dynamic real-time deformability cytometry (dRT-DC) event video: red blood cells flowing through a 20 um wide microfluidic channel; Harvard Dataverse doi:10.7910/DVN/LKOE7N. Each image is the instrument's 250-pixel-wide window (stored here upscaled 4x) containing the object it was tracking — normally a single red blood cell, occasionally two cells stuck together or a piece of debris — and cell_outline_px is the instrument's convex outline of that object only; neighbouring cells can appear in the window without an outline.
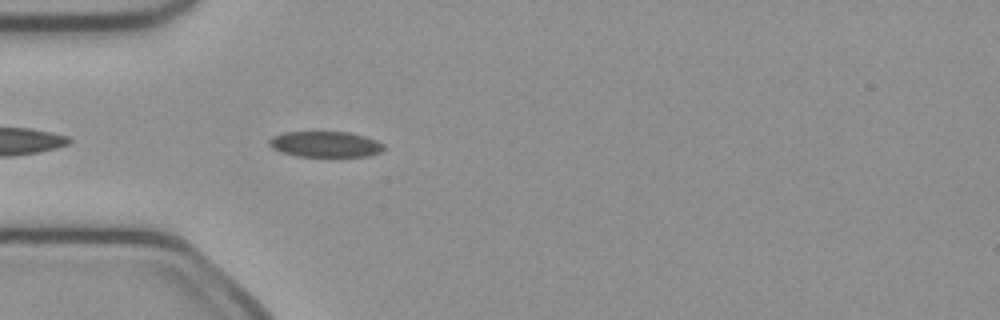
{"species": "common noctule bat (a hibernating species)", "species_latin": "Nyctalus noctula", "temperature_condition": "cold", "stored_images_in_passage": 17, "camera_frame_rate_fps": 3000, "um_per_image_px": 0.085, "animal": {"sex": "female", "body_mass_g": 21.9}, "frame": {"image": 1, "passage_image": 3, "time_ms": 0.667, "image_size_px": [1000, 320], "cell_outline_px": [[384, 148], [380, 152], [368, 156], [296, 156], [280, 152], [272, 148], [268, 144], [268, 140], [272, 136], [284, 132], [348, 132], [364, 136], [376, 140], [384, 144]], "centroid_in_image_um": [27.62, 12.26], "position_along_channel_um": 57.4, "area_um2": 17.22}}
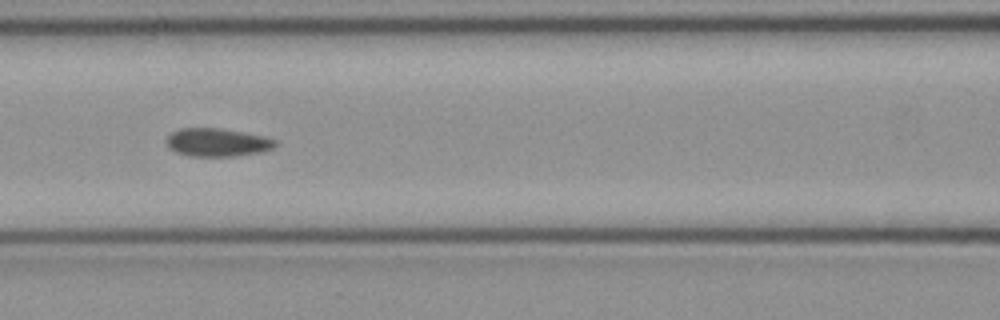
{"frame": {"image": 2, "passage_image": 10, "time_ms": 3.0, "image_size_px": [1000, 320], "cell_outline_px": [[276, 144], [272, 148], [264, 152], [232, 156], [188, 156], [176, 152], [168, 148], [164, 140], [172, 132], [180, 128], [220, 128], [264, 136], [276, 140]], "centroid_in_image_um": [18.43, 12.1], "position_along_channel_um": 148.2, "area_um2": 17.98}}